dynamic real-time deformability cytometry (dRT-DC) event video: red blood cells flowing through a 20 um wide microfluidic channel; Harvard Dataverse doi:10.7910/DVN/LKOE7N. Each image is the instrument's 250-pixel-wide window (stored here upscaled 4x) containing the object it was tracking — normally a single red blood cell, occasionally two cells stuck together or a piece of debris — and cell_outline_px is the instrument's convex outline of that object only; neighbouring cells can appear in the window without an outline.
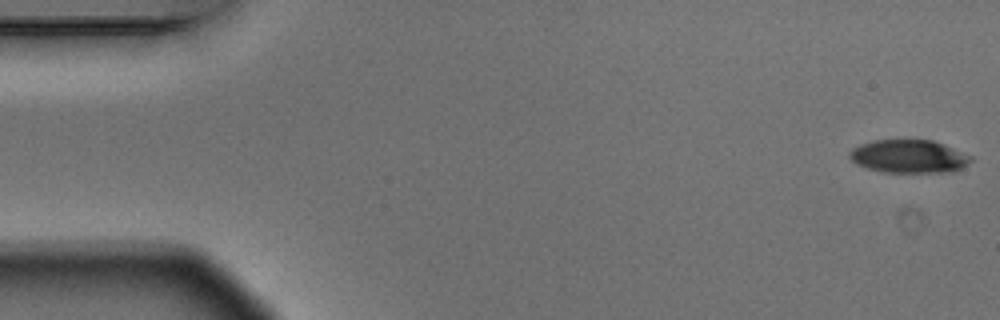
{"species": "Egyptian fruit bat (a non-hibernating species)", "species_latin": "Rousettus aegyptiacus", "temperature_condition": "warm", "stored_images_in_passage": 5, "camera_frame_rate_fps": 3000, "um_per_image_px": 0.085, "animal": {"sex": "male"}, "frame": {"image": 1, "passage_image": 1, "time_ms": 0.0, "image_size_px": [1000, 320], "cell_outline_px": [[972, 160], [968, 164], [952, 172], [884, 172], [868, 168], [856, 164], [848, 156], [848, 152], [852, 148], [860, 144], [872, 140], [932, 140], [944, 144], [972, 156]], "centroid_in_image_um": [77.24, 13.29], "position_along_channel_um": 7.8, "area_um2": 23.47}}
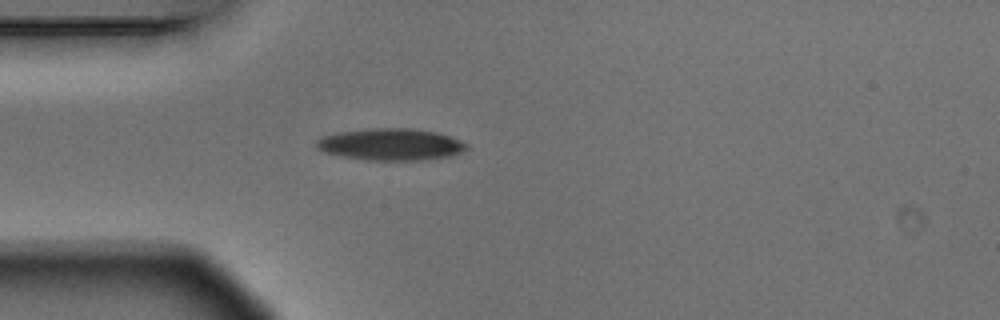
{"frame": {"image": 2, "passage_image": 5, "time_ms": 1.333, "image_size_px": [1000, 320], "cell_outline_px": [[468, 148], [452, 156], [428, 160], [368, 160], [340, 156], [324, 152], [316, 148], [316, 140], [320, 136], [340, 132], [368, 128], [412, 128], [436, 132], [460, 140], [468, 144]], "centroid_in_image_um": [33.2, 12.28], "position_along_channel_um": 51.8, "area_um2": 28.09}}